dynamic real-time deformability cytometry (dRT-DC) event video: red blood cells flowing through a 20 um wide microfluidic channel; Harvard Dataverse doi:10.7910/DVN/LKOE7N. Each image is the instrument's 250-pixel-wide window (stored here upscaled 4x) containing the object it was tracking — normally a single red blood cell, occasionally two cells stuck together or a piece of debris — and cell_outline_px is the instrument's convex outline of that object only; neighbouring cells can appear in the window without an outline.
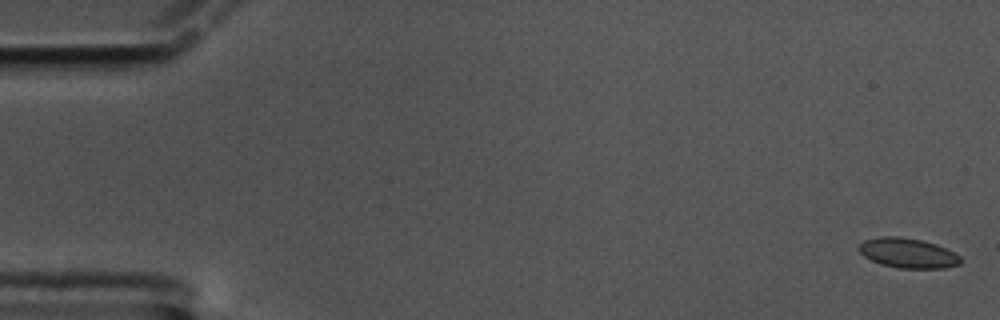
{"species": "common noctule bat (a hibernating species)", "species_latin": "Nyctalus noctula", "temperature_condition": "cold", "stored_images_in_passage": 58, "camera_frame_rate_fps": 3000, "um_per_image_px": 0.085, "animal": {"sex": "male", "body_mass_g": 17.5, "forearm_length_mm": 52.3}, "frame": {"image": 1, "passage_image": 1, "time_ms": 0.0, "image_size_px": [1000, 320], "cell_outline_px": [[960, 264], [944, 268], [900, 268], [880, 264], [864, 256], [860, 252], [860, 244], [864, 240], [880, 236], [900, 236], [920, 240], [936, 244], [960, 256]], "centroid_in_image_um": [77.15, 21.51], "position_along_channel_um": 7.8, "area_um2": 17.46}}
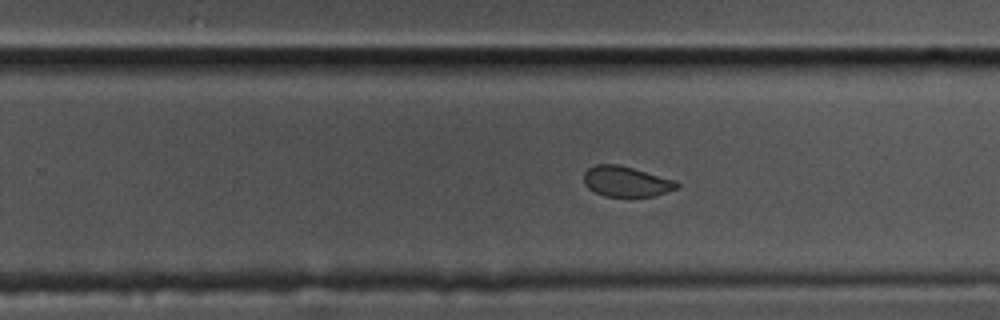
{"frame": {"image": 2, "passage_image": 37, "time_ms": 12.0, "image_size_px": [1000, 320], "cell_outline_px": [[680, 188], [652, 196], [604, 196], [588, 188], [584, 184], [584, 172], [588, 168], [596, 164], [620, 164], [676, 180], [680, 184]], "centroid_in_image_um": [53.24, 15.41], "position_along_channel_um": 276.6, "area_um2": 16.59}}
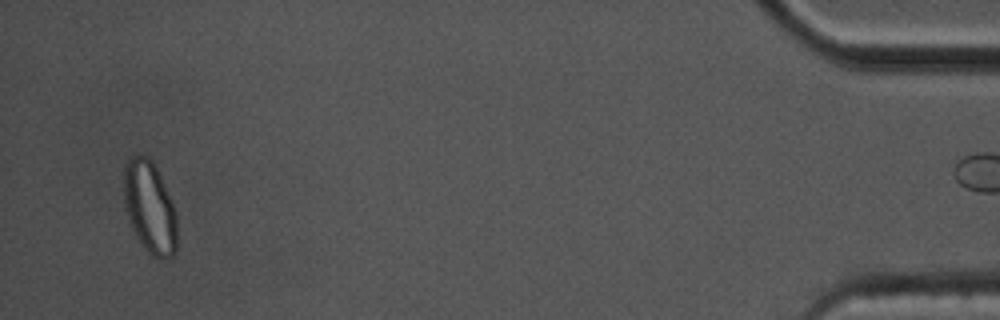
{"frame": {"image": 3, "passage_image": 57, "time_ms": 18.667, "image_size_px": [1000, 320], "cell_outline_px": [[176, 252], [168, 260], [160, 260], [152, 256], [140, 244], [128, 220], [124, 204], [124, 164], [132, 156], [140, 152], [148, 156], [152, 160], [160, 176], [176, 212]], "centroid_in_image_um": [12.71, 17.64], "position_along_channel_um": 422.5, "area_um2": 28.9}}